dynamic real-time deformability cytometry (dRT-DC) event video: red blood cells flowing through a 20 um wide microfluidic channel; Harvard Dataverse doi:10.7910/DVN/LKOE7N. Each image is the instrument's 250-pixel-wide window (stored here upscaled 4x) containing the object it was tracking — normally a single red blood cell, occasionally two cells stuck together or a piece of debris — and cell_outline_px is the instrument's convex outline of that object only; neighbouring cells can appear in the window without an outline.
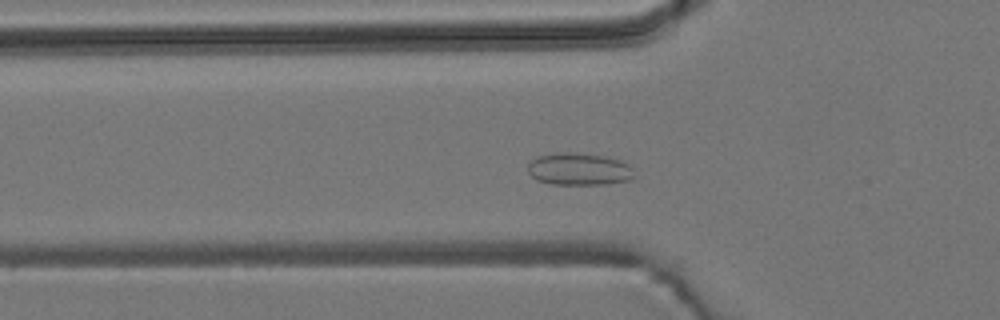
{"species": "common noctule bat (a hibernating species)", "species_latin": "Nyctalus noctula", "temperature_condition": "room temperature", "stored_images_in_passage": 44, "camera_frame_rate_fps": 3000, "um_per_image_px": 0.085, "animal": {"sex": "male", "body_mass_g": 19.2, "forearm_length_mm": 51.8}, "frame": {"image": 1, "passage_image": 8, "time_ms": 2.333, "image_size_px": [1000, 320], "cell_outline_px": [[636, 176], [628, 180], [604, 184], [552, 184], [536, 180], [528, 172], [528, 164], [536, 156], [556, 152], [572, 152], [604, 156], [620, 160], [628, 164], [632, 168]], "centroid_in_image_um": [49.2, 14.37], "position_along_channel_um": 76.6, "area_um2": 20.11}}
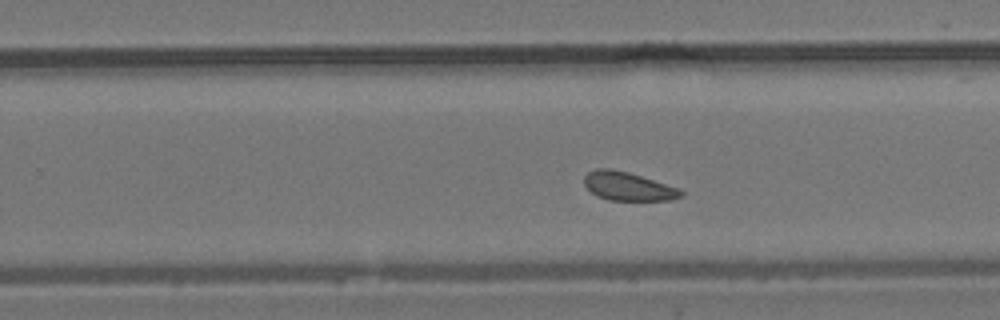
{"frame": {"image": 2, "passage_image": 24, "time_ms": 7.667, "image_size_px": [1000, 320], "cell_outline_px": [[684, 196], [672, 200], [608, 200], [596, 196], [584, 184], [584, 176], [588, 172], [596, 168], [612, 168], [628, 172], [680, 188], [684, 192]], "centroid_in_image_um": [53.4, 15.84], "position_along_channel_um": 276.4, "area_um2": 16.24}}
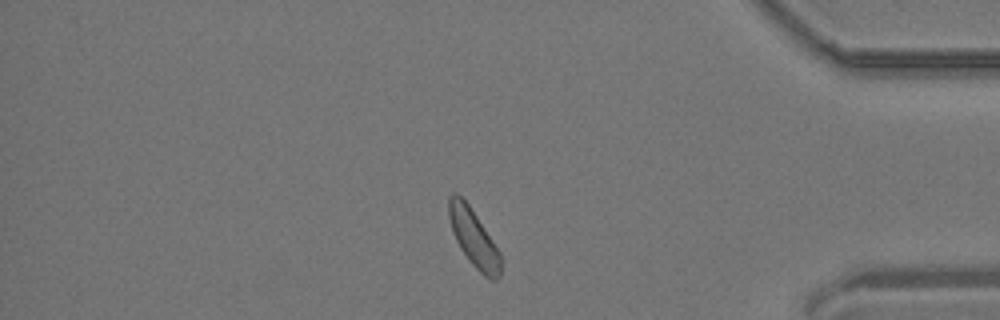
{"frame": {"image": 3, "passage_image": 36, "time_ms": 11.667, "image_size_px": [1000, 320], "cell_outline_px": [[500, 276], [496, 280], [488, 280], [468, 260], [460, 248], [452, 232], [448, 216], [448, 196], [452, 192], [456, 192], [468, 204], [500, 252]], "centroid_in_image_um": [40.23, 20.23], "position_along_channel_um": 395.0, "area_um2": 17.22}, "authors_computed_cell_mechanics": {"area_um2": 16.9643, "velocity_mm_per_s": 3.7529, "shape_relaxation_time_tau1_ms": null, "shape_relaxation_time_tau2_ms": 2.1179, "deformation_change_tau1": null, "deformation_change_tau2": 0.0613}}